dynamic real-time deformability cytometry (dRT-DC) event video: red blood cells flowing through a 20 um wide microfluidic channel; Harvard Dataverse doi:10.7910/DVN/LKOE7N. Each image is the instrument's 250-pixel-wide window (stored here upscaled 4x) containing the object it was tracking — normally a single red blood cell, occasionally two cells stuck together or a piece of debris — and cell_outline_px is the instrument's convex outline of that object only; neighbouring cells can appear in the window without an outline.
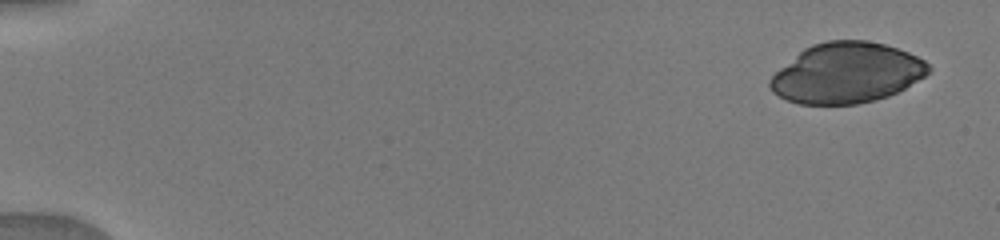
{"species": "human", "species_latin": "Homo sapiens", "temperature_condition": "warm", "stored_images_in_passage": 35, "camera_frame_rate_fps": 3000, "um_per_image_px": 0.085, "donor": {"sex": "male"}, "frame": {"image": 1, "passage_image": 1, "time_ms": 0.0, "image_size_px": [1000, 240], "cell_outline_px": [[932, 68], [924, 76], [904, 88], [888, 96], [876, 100], [856, 104], [800, 104], [788, 100], [772, 92], [768, 84], [768, 80], [780, 68], [804, 48], [812, 44], [828, 40], [864, 40], [884, 44], [908, 52], [924, 60]], "centroid_in_image_um": [71.95, 6.2], "position_along_channel_um": 13.1, "area_um2": 55.49}}
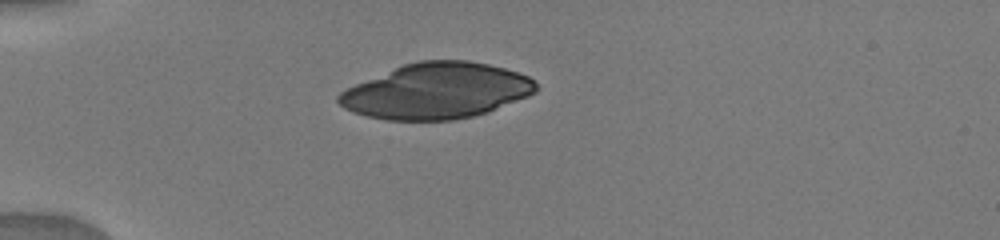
{"frame": {"image": 2, "passage_image": 9, "time_ms": 4.0, "image_size_px": [1000, 240], "cell_outline_px": [[536, 92], [528, 96], [488, 112], [472, 116], [452, 120], [388, 120], [368, 116], [352, 112], [344, 108], [336, 100], [336, 96], [340, 92], [356, 84], [404, 64], [420, 60], [468, 60], [488, 64], [504, 68], [528, 76], [536, 84]], "centroid_in_image_um": [37.1, 7.73], "position_along_channel_um": 47.9, "area_um2": 63.58}}